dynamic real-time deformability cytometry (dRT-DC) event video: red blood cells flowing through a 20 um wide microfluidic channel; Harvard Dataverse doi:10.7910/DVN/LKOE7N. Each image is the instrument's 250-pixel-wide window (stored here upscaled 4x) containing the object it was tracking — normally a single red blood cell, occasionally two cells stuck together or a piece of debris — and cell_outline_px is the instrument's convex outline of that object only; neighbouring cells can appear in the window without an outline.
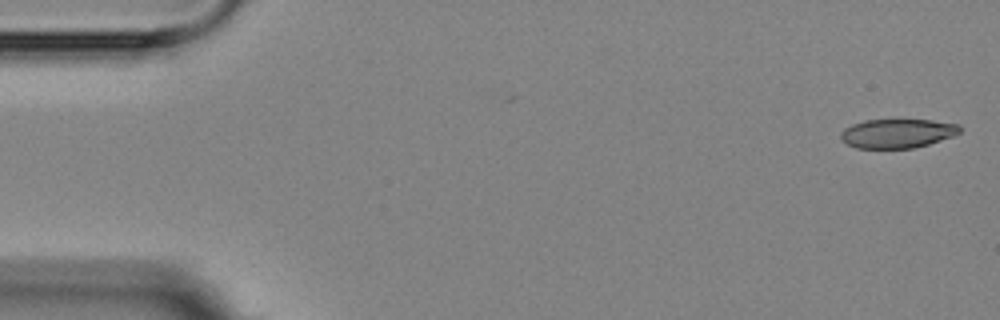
{"species": "Egyptian fruit bat (a non-hibernating species)", "species_latin": "Rousettus aegyptiacus", "temperature_condition": "room temperature", "stored_images_in_passage": 5, "camera_frame_rate_fps": 3000, "um_per_image_px": 0.085, "animal": {"sex": "female"}, "frame": {"image": 1, "passage_image": 1, "time_ms": 0.0, "image_size_px": [1000, 320], "cell_outline_px": [[960, 132], [952, 136], [928, 144], [912, 148], [856, 148], [840, 140], [840, 132], [844, 128], [852, 124], [864, 120], [892, 116], [932, 120], [960, 124]], "centroid_in_image_um": [76.24, 11.28], "position_along_channel_um": 8.8, "area_um2": 21.15}}
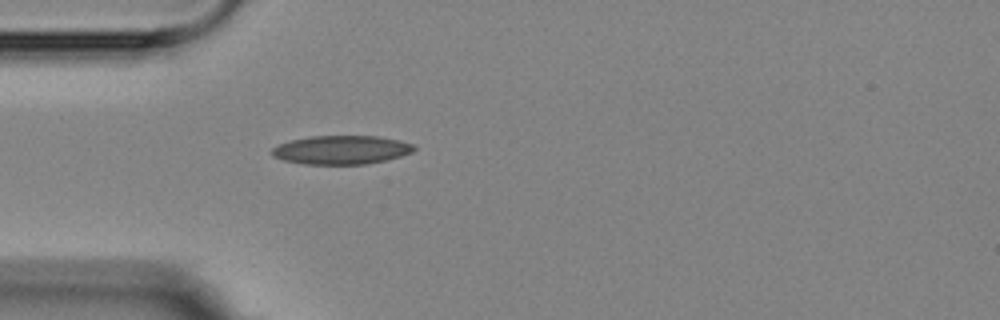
{"frame": {"image": 2, "passage_image": 5, "time_ms": 4.667, "image_size_px": [1000, 320], "cell_outline_px": [[416, 148], [412, 152], [400, 156], [368, 164], [304, 164], [284, 160], [272, 156], [272, 148], [280, 144], [292, 140], [312, 136], [376, 136], [400, 140], [412, 144]], "centroid_in_image_um": [29.02, 12.74], "position_along_channel_um": 56.0, "area_um2": 23.58}}